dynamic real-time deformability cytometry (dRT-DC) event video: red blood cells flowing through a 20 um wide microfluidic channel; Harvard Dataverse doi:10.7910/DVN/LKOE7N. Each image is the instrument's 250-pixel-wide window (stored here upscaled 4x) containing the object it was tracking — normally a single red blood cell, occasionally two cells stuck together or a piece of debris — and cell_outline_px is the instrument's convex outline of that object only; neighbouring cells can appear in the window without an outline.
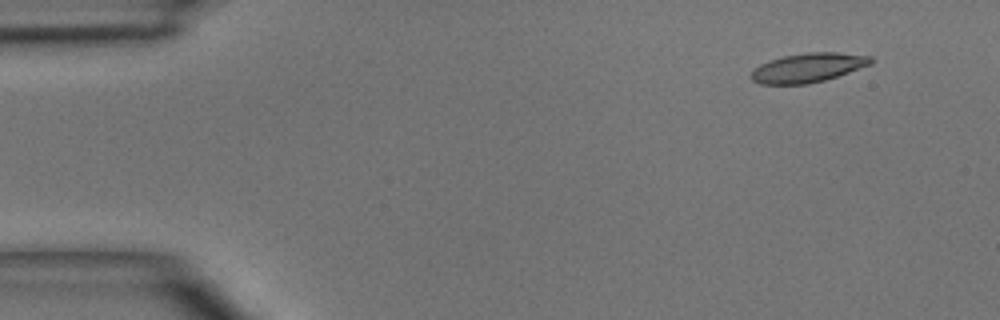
{"species": "common noctule bat (a hibernating species)", "species_latin": "Nyctalus noctula", "temperature_condition": "room temperature", "stored_images_in_passage": 4, "camera_frame_rate_fps": 3000, "um_per_image_px": 0.085, "animal": {"sex": "male", "body_mass_g": 15.6}, "frame": {"image": 1, "passage_image": 1, "time_ms": 0.0, "image_size_px": [1000, 320], "cell_outline_px": [[876, 60], [872, 64], [824, 80], [808, 84], [760, 84], [752, 80], [752, 72], [760, 64], [784, 56], [808, 52], [836, 52], [872, 56]], "centroid_in_image_um": [68.74, 5.75], "position_along_channel_um": 16.3, "area_um2": 20.17}}